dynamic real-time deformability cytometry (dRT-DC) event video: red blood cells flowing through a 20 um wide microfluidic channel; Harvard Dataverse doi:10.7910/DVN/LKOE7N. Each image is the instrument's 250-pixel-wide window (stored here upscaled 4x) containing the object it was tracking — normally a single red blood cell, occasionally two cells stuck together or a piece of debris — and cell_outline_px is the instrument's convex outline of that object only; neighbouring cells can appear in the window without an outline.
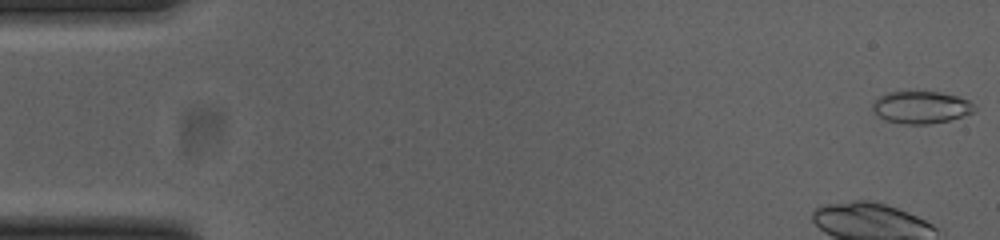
{"species": "common noctule bat (a hibernating species)", "species_latin": "Nyctalus noctula", "temperature_condition": "cold", "stored_images_in_passage": 51, "camera_frame_rate_fps": 3000, "um_per_image_px": 0.085, "animal": {"sex": "female", "body_mass_g": 23.0, "forearm_length_mm": 53.4}, "frame": {"image": 1, "passage_image": 1, "time_ms": 0.0, "image_size_px": [1000, 240], "cell_outline_px": [[976, 112], [948, 120], [928, 124], [904, 124], [888, 120], [872, 112], [872, 104], [876, 96], [888, 92], [908, 88], [940, 92], [956, 96], [968, 100], [976, 104]], "centroid_in_image_um": [78.26, 9.06], "position_along_channel_um": 6.7, "area_um2": 20.0}}